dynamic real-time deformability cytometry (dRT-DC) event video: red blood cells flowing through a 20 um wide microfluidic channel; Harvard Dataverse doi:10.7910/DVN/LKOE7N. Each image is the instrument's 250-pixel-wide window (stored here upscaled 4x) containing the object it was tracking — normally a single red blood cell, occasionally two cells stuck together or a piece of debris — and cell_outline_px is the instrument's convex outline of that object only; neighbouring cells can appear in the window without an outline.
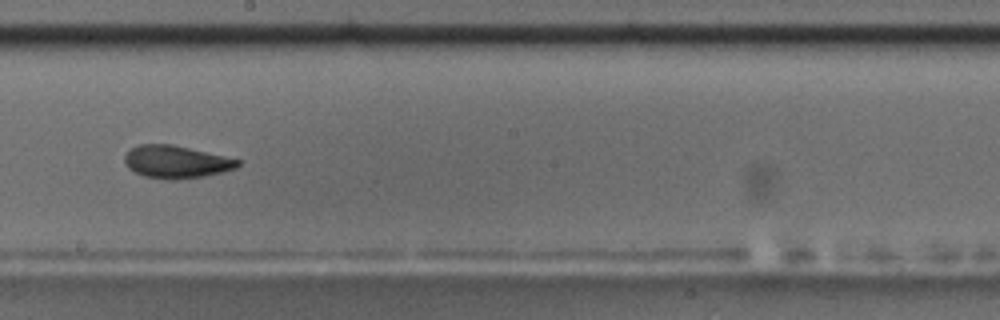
{"species": "common noctule bat (a hibernating species)", "species_latin": "Nyctalus noctula", "temperature_condition": "room temperature", "stored_images_in_passage": 56, "camera_frame_rate_fps": 3000, "um_per_image_px": 0.085, "animal": {"sex": "male", "body_mass_g": 17.5, "forearm_length_mm": 52.3}, "frame": {"image": 1, "passage_image": 32, "time_ms": 10.333, "image_size_px": [1000, 320], "cell_outline_px": [[240, 164], [236, 168], [224, 172], [204, 176], [176, 180], [168, 180], [144, 176], [128, 168], [124, 160], [124, 156], [132, 148], [140, 144], [172, 144], [224, 156], [240, 160]], "centroid_in_image_um": [14.98, 13.77], "position_along_channel_um": 233.2, "area_um2": 21.44}, "authors_computed_cell_mechanics": {"area_um2": 21.0681, "velocity_mm_per_s": 3.6393, "shape_relaxation_time_tau1_ms": 9.1432, "shape_relaxation_time_tau2_ms": 1.9232, "deformation_change_tau1": 0.1918, "deformation_change_tau2": 0.0815}}